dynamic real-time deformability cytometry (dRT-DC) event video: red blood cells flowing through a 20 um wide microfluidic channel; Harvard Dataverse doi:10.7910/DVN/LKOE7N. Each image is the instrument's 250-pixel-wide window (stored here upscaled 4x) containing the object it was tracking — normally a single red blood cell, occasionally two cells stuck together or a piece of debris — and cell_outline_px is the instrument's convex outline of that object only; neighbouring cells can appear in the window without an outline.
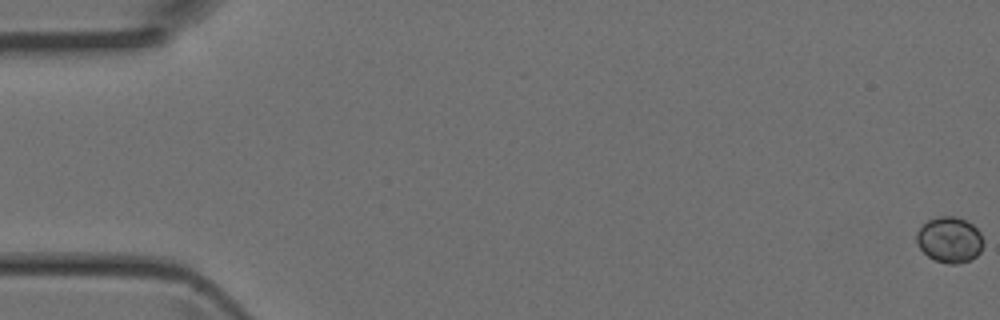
{"species": "Egyptian fruit bat (a non-hibernating species)", "species_latin": "Rousettus aegyptiacus", "temperature_condition": "room temperature", "stored_images_in_passage": 4, "segment_of_instrument_passage": [2, 2], "camera_frame_rate_fps": 3000, "um_per_image_px": 0.085, "animal": {"sex": "female"}, "frame": {"image": 1, "passage_image": 4, "time_ms": 1.0, "image_size_px": [1000, 320], "cell_outline_px": [[984, 244], [980, 252], [972, 260], [956, 264], [948, 264], [936, 260], [928, 256], [916, 244], [916, 232], [928, 220], [940, 216], [952, 216], [964, 220], [972, 224], [980, 232], [984, 240]], "centroid_in_image_um": [80.73, 20.39], "position_along_channel_um": 4.3, "area_um2": 17.86}}